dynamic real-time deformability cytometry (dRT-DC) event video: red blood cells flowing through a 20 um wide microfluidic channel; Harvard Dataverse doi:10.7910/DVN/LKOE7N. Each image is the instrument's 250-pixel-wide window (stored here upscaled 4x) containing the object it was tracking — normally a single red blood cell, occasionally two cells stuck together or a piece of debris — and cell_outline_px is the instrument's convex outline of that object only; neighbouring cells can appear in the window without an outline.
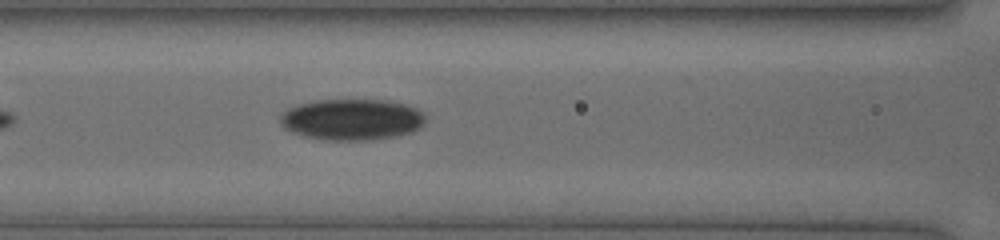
{"species": "human", "species_latin": "Homo sapiens", "temperature_condition": "cold", "stored_images_in_passage": 30, "camera_frame_rate_fps": 3000, "um_per_image_px": 0.085, "donor": {"sex": "female"}, "frame": {"image": 1, "passage_image": 4, "time_ms": 2.0, "image_size_px": [1000, 240], "cell_outline_px": [[424, 120], [420, 128], [412, 132], [396, 136], [372, 140], [324, 140], [304, 136], [292, 132], [284, 128], [280, 120], [280, 116], [288, 108], [300, 104], [316, 100], [388, 100], [404, 104], [416, 108], [424, 116]], "centroid_in_image_um": [29.9, 10.16], "position_along_channel_um": 136.7, "area_um2": 34.8}}
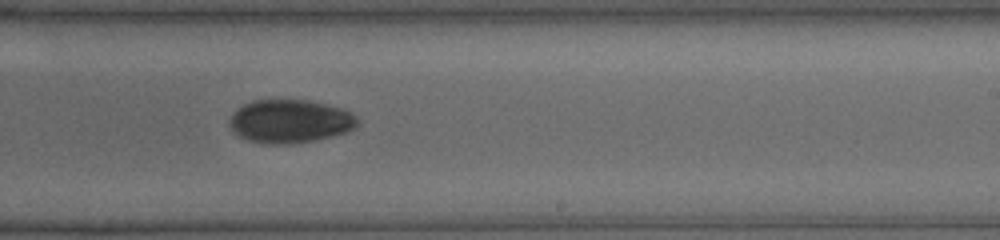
{"frame": {"image": 2, "passage_image": 14, "time_ms": 5.0, "image_size_px": [1000, 240], "cell_outline_px": [[356, 124], [352, 128], [344, 132], [312, 140], [288, 144], [264, 144], [248, 140], [240, 136], [232, 128], [232, 112], [244, 104], [256, 100], [308, 100], [344, 108], [356, 116]], "centroid_in_image_um": [24.64, 10.29], "position_along_channel_um": 264.4, "area_um2": 31.67}}
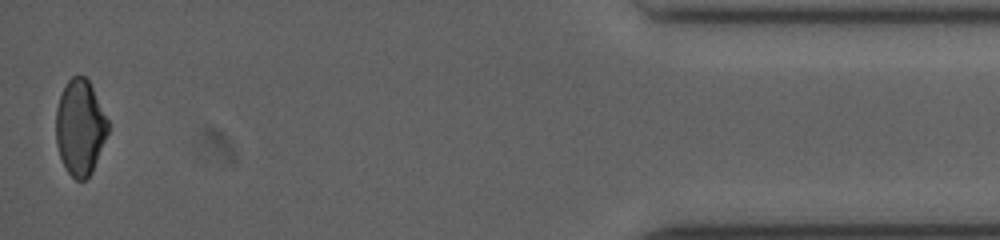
{"frame": {"image": 3, "passage_image": 30, "time_ms": 10.333, "image_size_px": [1000, 240], "cell_outline_px": [[108, 132], [92, 172], [84, 180], [76, 180], [68, 172], [60, 156], [56, 144], [56, 108], [60, 96], [68, 80], [72, 76], [84, 76], [88, 80], [108, 120]], "centroid_in_image_um": [6.8, 10.84], "position_along_channel_um": 428.4, "area_um2": 28.55}}